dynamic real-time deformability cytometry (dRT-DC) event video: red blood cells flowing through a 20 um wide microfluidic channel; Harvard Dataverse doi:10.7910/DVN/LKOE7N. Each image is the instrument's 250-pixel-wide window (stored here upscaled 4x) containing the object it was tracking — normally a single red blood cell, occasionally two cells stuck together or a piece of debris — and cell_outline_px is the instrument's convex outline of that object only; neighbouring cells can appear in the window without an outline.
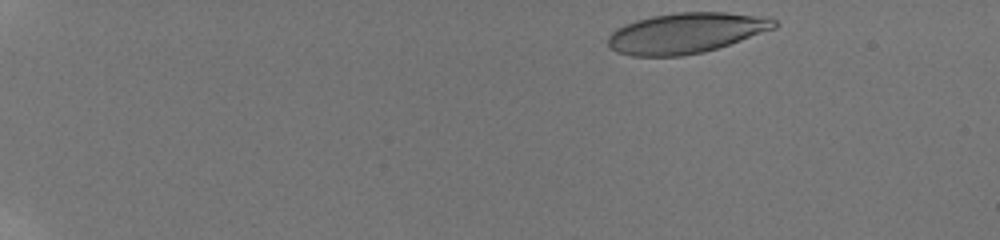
{"species": "human", "species_latin": "Homo sapiens", "temperature_condition": "room temperature", "stored_images_in_passage": 49, "camera_frame_rate_fps": 3000, "um_per_image_px": 0.085, "donor": {"sex": "male"}, "frame": {"image": 1, "passage_image": 1, "time_ms": 0.0, "image_size_px": [1000, 240], "cell_outline_px": [[776, 28], [704, 52], [680, 56], [632, 56], [616, 52], [608, 44], [608, 36], [616, 28], [624, 24], [636, 20], [652, 16], [676, 12], [724, 12], [768, 16], [776, 20]], "centroid_in_image_um": [58.3, 2.8], "position_along_channel_um": 26.7, "area_um2": 39.19}}
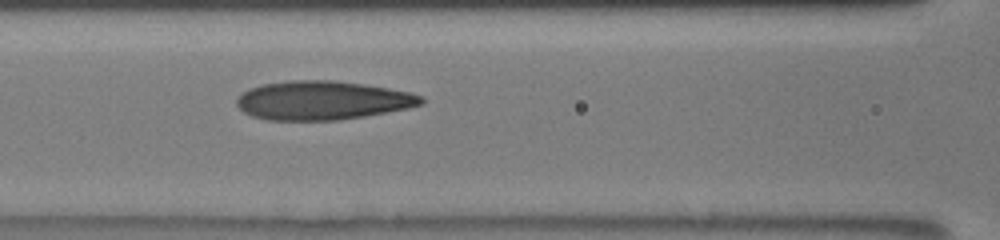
{"frame": {"image": 2, "passage_image": 21, "time_ms": 6.667, "image_size_px": [1000, 240], "cell_outline_px": [[424, 104], [408, 108], [364, 116], [340, 120], [268, 120], [252, 116], [244, 112], [236, 104], [236, 100], [248, 88], [264, 84], [292, 80], [332, 80], [364, 84], [388, 88], [408, 92], [424, 96]], "centroid_in_image_um": [27.42, 8.53], "position_along_channel_um": 139.2, "area_um2": 41.67}}
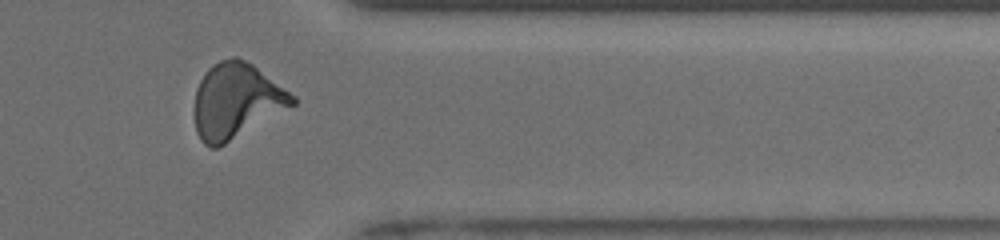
{"frame": {"image": 3, "passage_image": 41, "time_ms": 13.333, "image_size_px": [1000, 240], "cell_outline_px": [[296, 104], [224, 144], [216, 148], [212, 148], [204, 144], [200, 140], [196, 132], [192, 108], [196, 88], [204, 72], [212, 64], [220, 60], [232, 56], [236, 56], [252, 64], [296, 96]], "centroid_in_image_um": [20.03, 8.56], "position_along_channel_um": 391.4, "area_um2": 43.18}, "authors_computed_cell_mechanics": {"area_um2": 40.4022, "velocity_mm_per_s": 3.8425, "shape_relaxation_time_tau1_ms": 6.2931, "shape_relaxation_time_tau2_ms": 1.1982, "deformation_change_tau1": 0.2161, "deformation_change_tau2": 0.0836}}